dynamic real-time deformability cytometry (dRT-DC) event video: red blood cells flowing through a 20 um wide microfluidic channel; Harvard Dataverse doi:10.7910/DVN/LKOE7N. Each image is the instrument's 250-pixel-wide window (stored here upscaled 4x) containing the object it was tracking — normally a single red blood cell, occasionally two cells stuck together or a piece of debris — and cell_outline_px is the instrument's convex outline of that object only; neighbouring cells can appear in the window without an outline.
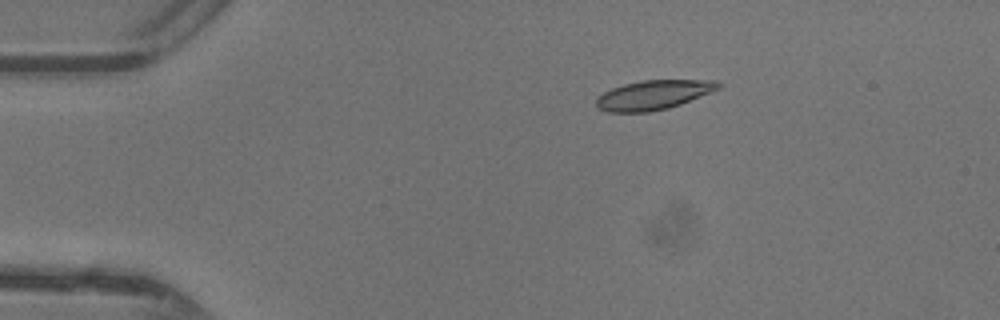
{"species": "common noctule bat (a hibernating species)", "species_latin": "Nyctalus noctula", "temperature_condition": "warm", "stored_images_in_passage": 9, "camera_frame_rate_fps": 3000, "um_per_image_px": 0.085, "animal": {"sex": "female"}, "frame": {"image": 1, "passage_image": 1, "time_ms": 0.0, "image_size_px": [1000, 320], "cell_outline_px": [[724, 84], [720, 88], [712, 92], [680, 104], [668, 108], [648, 112], [608, 112], [596, 108], [596, 96], [612, 88], [624, 84], [644, 80], [720, 80]], "centroid_in_image_um": [55.56, 8.06], "position_along_channel_um": 29.4, "area_um2": 21.1}}
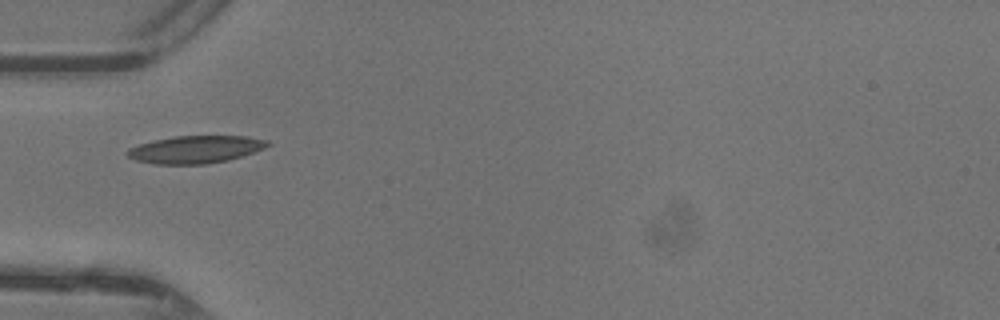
{"frame": {"image": 2, "passage_image": 8, "time_ms": 2.333, "image_size_px": [1000, 320], "cell_outline_px": [[272, 144], [264, 148], [228, 160], [204, 164], [156, 164], [136, 160], [128, 156], [128, 148], [140, 144], [156, 140], [176, 136], [248, 136], [268, 140]], "centroid_in_image_um": [16.65, 12.7], "position_along_channel_um": 68.4, "area_um2": 22.2}}